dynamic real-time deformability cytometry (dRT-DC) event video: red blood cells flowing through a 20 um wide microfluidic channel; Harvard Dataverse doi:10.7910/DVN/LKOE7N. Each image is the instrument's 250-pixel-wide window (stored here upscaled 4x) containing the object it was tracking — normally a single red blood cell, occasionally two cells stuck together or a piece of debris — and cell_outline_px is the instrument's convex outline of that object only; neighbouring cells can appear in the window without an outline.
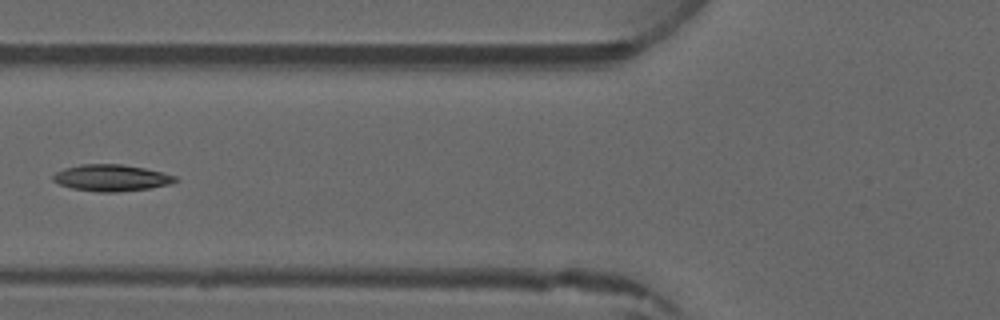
{"species": "common noctule bat (a hibernating species)", "species_latin": "Nyctalus noctula", "temperature_condition": "warm", "stored_images_in_passage": 6, "camera_frame_rate_fps": 3000, "um_per_image_px": 0.085, "animal": {"sex": "male", "forearm_length_mm": 52.5}, "frame": {"image": 1, "passage_image": 6, "time_ms": 5.667, "image_size_px": [1000, 320], "cell_outline_px": [[180, 180], [172, 184], [148, 188], [116, 192], [100, 192], [72, 188], [60, 184], [52, 180], [52, 176], [56, 172], [64, 168], [80, 164], [120, 164], [144, 168], [176, 176]], "centroid_in_image_um": [9.47, 15.11], "position_along_channel_um": 116.3, "area_um2": 18.84}}